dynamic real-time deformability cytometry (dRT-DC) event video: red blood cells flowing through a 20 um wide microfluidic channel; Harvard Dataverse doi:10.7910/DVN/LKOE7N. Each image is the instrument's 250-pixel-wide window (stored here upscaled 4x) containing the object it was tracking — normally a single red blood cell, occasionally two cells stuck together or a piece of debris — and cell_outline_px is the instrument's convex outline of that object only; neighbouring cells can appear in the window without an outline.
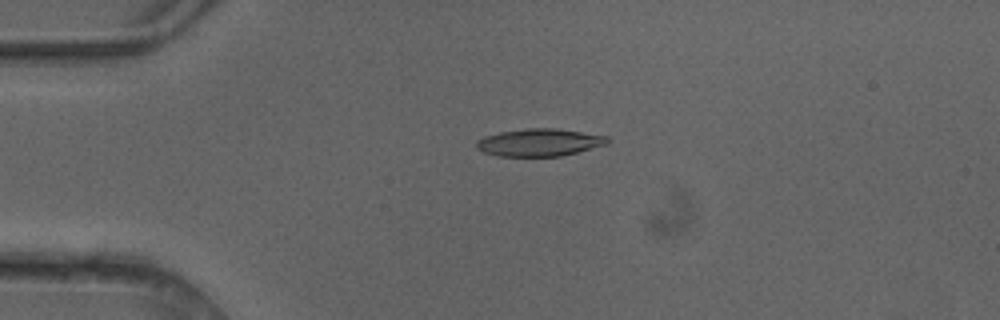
{"species": "common noctule bat (a hibernating species)", "species_latin": "Nyctalus noctula", "temperature_condition": "cold", "stored_images_in_passage": 3, "camera_frame_rate_fps": 3000, "um_per_image_px": 0.085, "animal": {"sex": "female"}, "frame": {"image": 1, "passage_image": 2, "time_ms": 0.333, "image_size_px": [1000, 320], "cell_outline_px": [[612, 140], [608, 144], [560, 156], [496, 156], [484, 152], [476, 148], [476, 140], [484, 136], [500, 132], [524, 128], [556, 128], [608, 136]], "centroid_in_image_um": [45.85, 12.1], "position_along_channel_um": 39.2, "area_um2": 21.1}}